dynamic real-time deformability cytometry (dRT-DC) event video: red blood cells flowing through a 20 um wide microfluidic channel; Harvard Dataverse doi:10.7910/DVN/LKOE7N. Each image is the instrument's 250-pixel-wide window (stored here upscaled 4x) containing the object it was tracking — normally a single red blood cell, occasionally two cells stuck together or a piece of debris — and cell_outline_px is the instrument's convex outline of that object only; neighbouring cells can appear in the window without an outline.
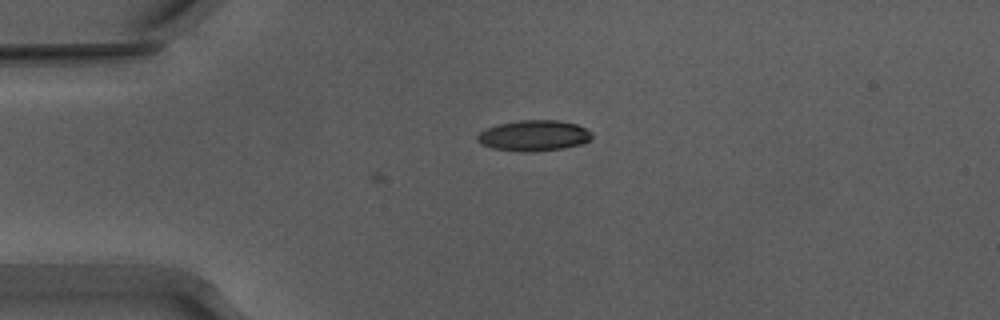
{"species": "Egyptian fruit bat (a non-hibernating species)", "species_latin": "Rousettus aegyptiacus", "temperature_condition": "warm", "stored_images_in_passage": 3, "camera_frame_rate_fps": 3000, "um_per_image_px": 0.085, "animal": {"sex": "male"}, "frame": {"image": 1, "passage_image": 3, "time_ms": 0.667, "image_size_px": [1000, 320], "cell_outline_px": [[592, 136], [584, 144], [564, 148], [528, 152], [524, 152], [492, 148], [480, 144], [476, 140], [476, 136], [480, 132], [488, 128], [500, 124], [520, 120], [556, 120], [576, 124], [592, 132]], "centroid_in_image_um": [45.37, 11.53], "position_along_channel_um": 39.6, "area_um2": 20.46}}